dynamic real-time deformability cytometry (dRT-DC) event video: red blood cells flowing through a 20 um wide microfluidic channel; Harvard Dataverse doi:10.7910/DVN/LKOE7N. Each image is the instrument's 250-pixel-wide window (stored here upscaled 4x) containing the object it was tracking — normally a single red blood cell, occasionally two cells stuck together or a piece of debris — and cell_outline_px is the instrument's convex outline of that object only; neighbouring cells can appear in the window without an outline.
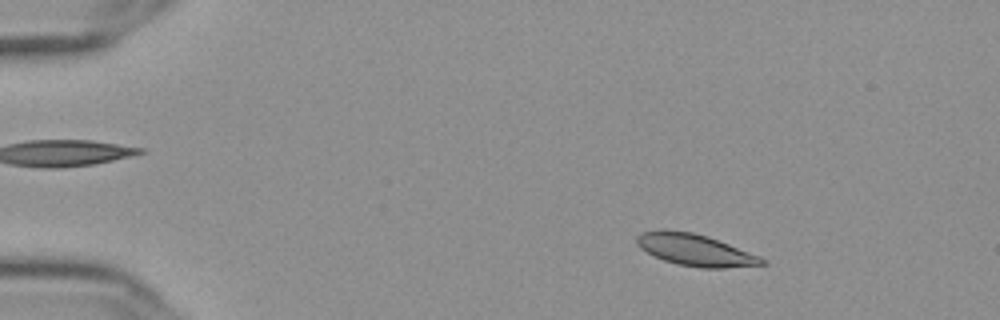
{"species": "Egyptian fruit bat (a non-hibernating species)", "species_latin": "Rousettus aegyptiacus", "temperature_condition": "cold", "stored_images_in_passage": 56, "camera_frame_rate_fps": 3000, "um_per_image_px": 0.085, "frame": {"image": 1, "passage_image": 9, "time_ms": 2.667, "image_size_px": [1000, 320], "cell_outline_px": [[768, 264], [724, 268], [700, 268], [680, 264], [664, 260], [640, 248], [636, 244], [636, 236], [644, 232], [664, 228], [692, 232], [708, 236], [760, 256]], "centroid_in_image_um": [59.08, 21.23], "position_along_channel_um": 25.9, "area_um2": 23.12}}
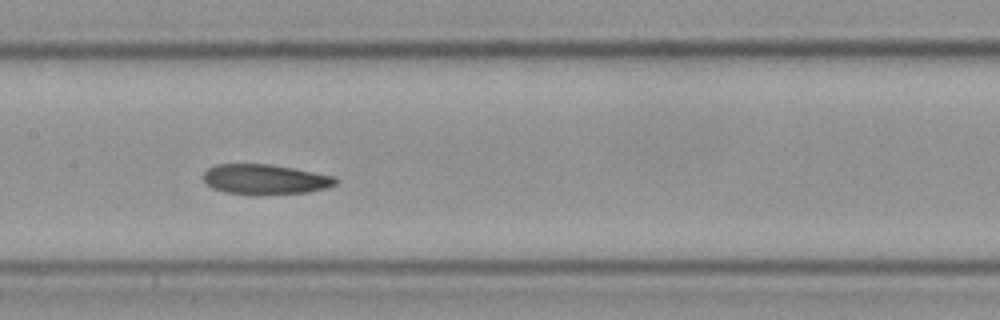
{"frame": {"image": 2, "passage_image": 29, "time_ms": 9.333, "image_size_px": [1000, 320], "cell_outline_px": [[340, 180], [336, 184], [328, 188], [308, 192], [256, 196], [248, 196], [224, 192], [212, 188], [200, 176], [208, 168], [216, 164], [268, 164], [292, 168], [336, 176]], "centroid_in_image_um": [22.53, 15.27], "position_along_channel_um": 184.9, "area_um2": 23.81}}
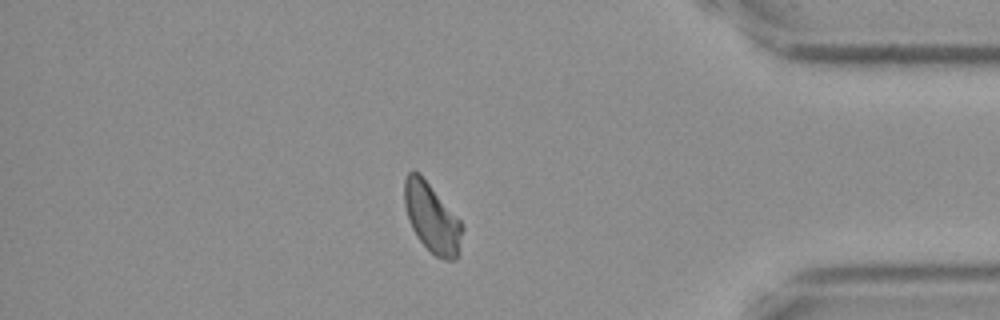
{"frame": {"image": 3, "passage_image": 49, "time_ms": 16.0, "image_size_px": [1000, 320], "cell_outline_px": [[464, 228], [460, 256], [456, 260], [444, 260], [436, 256], [416, 236], [408, 220], [404, 204], [404, 180], [408, 172], [420, 172], [460, 220]], "centroid_in_image_um": [36.74, 18.54], "position_along_channel_um": 398.5, "area_um2": 23.64}, "authors_computed_cell_mechanics": {"area_um2": 23.3512, "velocity_mm_per_s": 3.6248, "shape_relaxation_time_tau1_ms": null, "shape_relaxation_time_tau2_ms": 5.3881, "deformation_change_tau1": null, "deformation_change_tau2": 0.1056}}